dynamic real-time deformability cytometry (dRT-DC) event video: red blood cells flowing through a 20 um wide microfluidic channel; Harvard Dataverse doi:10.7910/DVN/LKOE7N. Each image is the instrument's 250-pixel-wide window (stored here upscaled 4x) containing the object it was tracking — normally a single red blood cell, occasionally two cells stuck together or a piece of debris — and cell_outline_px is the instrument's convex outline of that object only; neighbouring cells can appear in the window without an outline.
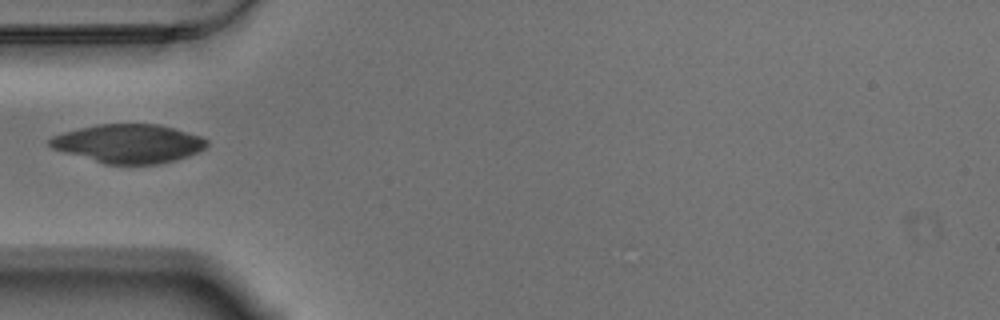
{"species": "Egyptian fruit bat (a non-hibernating species)", "species_latin": "Rousettus aegyptiacus", "temperature_condition": "warm", "stored_images_in_passage": 40, "camera_frame_rate_fps": 3000, "um_per_image_px": 0.085, "animal": {"sex": "male"}, "frame": {"image": 1, "passage_image": 1, "time_ms": 0.0, "image_size_px": [1000, 320], "cell_outline_px": [[208, 144], [204, 148], [188, 156], [176, 160], [160, 164], [104, 164], [64, 152], [52, 148], [48, 144], [48, 140], [52, 136], [64, 132], [96, 124], [160, 124], [200, 136], [208, 140]], "centroid_in_image_um": [10.92, 12.2], "position_along_channel_um": 74.1, "area_um2": 35.37}}
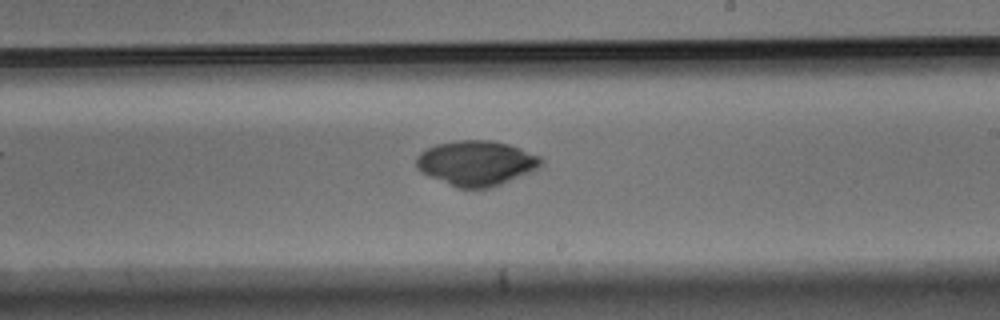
{"frame": {"image": 2, "passage_image": 16, "time_ms": 5.0, "image_size_px": [1000, 320], "cell_outline_px": [[544, 164], [532, 172], [492, 188], [456, 188], [428, 176], [420, 172], [416, 168], [416, 156], [420, 152], [436, 144], [456, 140], [492, 140], [508, 144], [520, 148], [540, 156], [544, 160]], "centroid_in_image_um": [40.49, 13.87], "position_along_channel_um": 248.5, "area_um2": 33.18}}
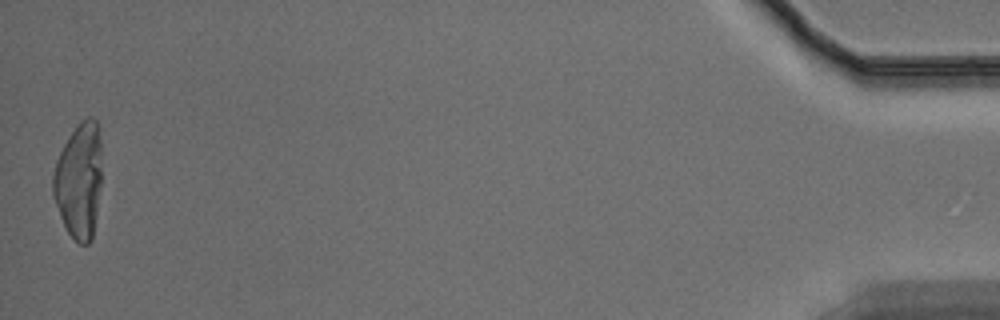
{"frame": {"image": 3, "passage_image": 40, "time_ms": 13.0, "image_size_px": [1000, 320], "cell_outline_px": [[100, 188], [92, 240], [88, 244], [80, 244], [68, 232], [60, 216], [52, 196], [52, 176], [56, 160], [68, 136], [80, 120], [88, 116], [92, 116], [96, 120], [100, 140]], "centroid_in_image_um": [6.69, 15.32], "position_along_channel_um": 428.5, "area_um2": 32.83}}